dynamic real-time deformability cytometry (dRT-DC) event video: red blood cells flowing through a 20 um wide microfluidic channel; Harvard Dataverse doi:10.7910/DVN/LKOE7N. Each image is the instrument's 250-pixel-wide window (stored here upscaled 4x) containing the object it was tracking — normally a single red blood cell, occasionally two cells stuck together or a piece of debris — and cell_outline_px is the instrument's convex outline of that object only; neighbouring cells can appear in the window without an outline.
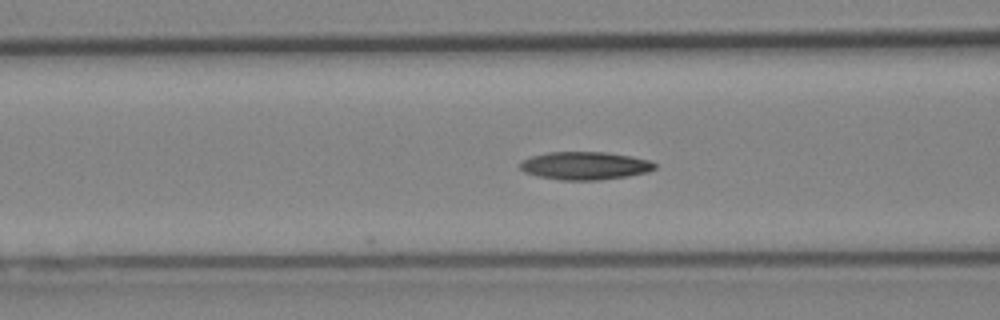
{"species": "Egyptian fruit bat (a non-hibernating species)", "species_latin": "Rousettus aegyptiacus", "temperature_condition": "cold", "stored_images_in_passage": 6, "camera_frame_rate_fps": 3000, "um_per_image_px": 0.085, "animal": {"sex": "female"}, "frame": {"image": 1, "passage_image": 6, "time_ms": 1.667, "image_size_px": [1000, 320], "cell_outline_px": [[656, 168], [648, 172], [628, 176], [600, 180], [560, 180], [536, 176], [524, 172], [520, 168], [520, 164], [524, 160], [532, 156], [548, 152], [604, 152], [632, 156], [652, 160], [656, 164]], "centroid_in_image_um": [49.76, 14.09], "position_along_channel_um": 116.8, "area_um2": 22.08}}